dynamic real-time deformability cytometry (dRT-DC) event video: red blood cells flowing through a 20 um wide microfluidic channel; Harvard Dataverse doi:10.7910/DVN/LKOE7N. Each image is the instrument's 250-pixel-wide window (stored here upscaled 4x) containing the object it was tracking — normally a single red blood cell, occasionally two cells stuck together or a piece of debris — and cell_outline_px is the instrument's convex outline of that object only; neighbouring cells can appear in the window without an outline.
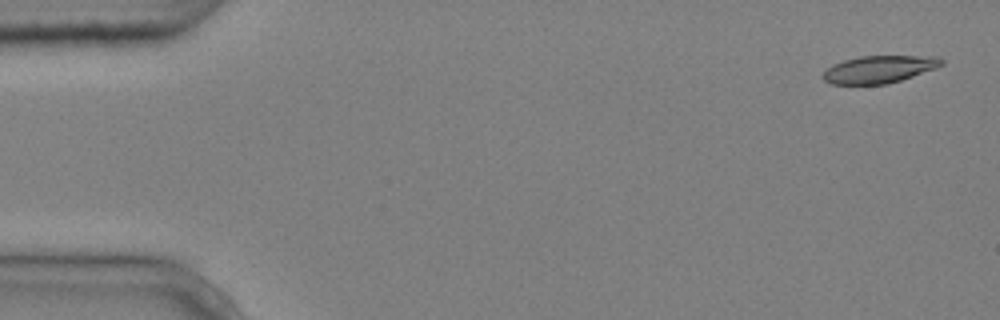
{"species": "common noctule bat (a hibernating species)", "species_latin": "Nyctalus noctula", "temperature_condition": "cold", "stored_images_in_passage": 5, "segment_of_instrument_passage": [2, 2], "camera_frame_rate_fps": 3000, "um_per_image_px": 0.085, "animal": {"sex": "male", "body_mass_g": 20.4}, "frame": {"image": 1, "passage_image": 5, "time_ms": 1.333, "image_size_px": [1000, 320], "cell_outline_px": [[944, 64], [936, 68], [888, 84], [832, 84], [824, 80], [824, 72], [832, 64], [844, 60], [860, 56], [940, 56], [944, 60]], "centroid_in_image_um": [74.76, 5.88], "position_along_channel_um": 10.2, "area_um2": 18.84}}